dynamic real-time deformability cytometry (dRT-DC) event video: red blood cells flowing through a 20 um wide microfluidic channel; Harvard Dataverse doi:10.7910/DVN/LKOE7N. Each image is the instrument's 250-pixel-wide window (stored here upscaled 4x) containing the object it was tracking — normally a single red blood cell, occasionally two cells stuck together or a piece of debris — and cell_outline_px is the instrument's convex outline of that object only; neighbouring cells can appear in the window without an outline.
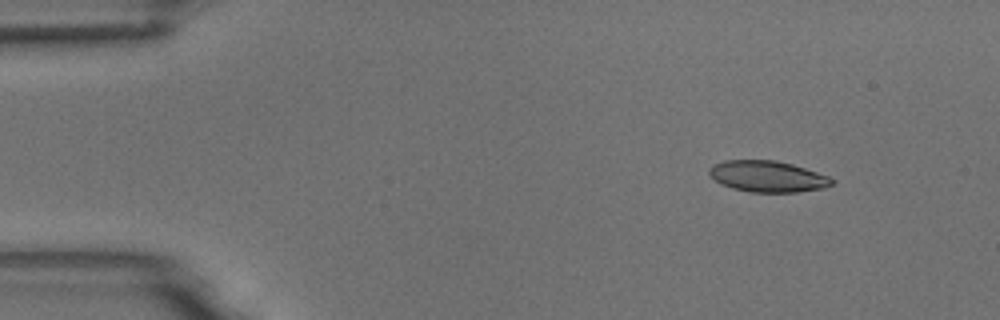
{"species": "common noctule bat (a hibernating species)", "species_latin": "Nyctalus noctula", "temperature_condition": "room temperature", "stored_images_in_passage": 5, "camera_frame_rate_fps": 3000, "um_per_image_px": 0.085, "animal": {"sex": "male", "body_mass_g": 18.8}, "frame": {"image": 1, "passage_image": 3, "time_ms": 0.667, "image_size_px": [1000, 320], "cell_outline_px": [[836, 180], [832, 184], [824, 188], [796, 192], [752, 192], [732, 188], [720, 184], [708, 172], [708, 168], [724, 160], [776, 160], [792, 164], [828, 176]], "centroid_in_image_um": [65.25, 14.99], "position_along_channel_um": 19.7, "area_um2": 22.2}}
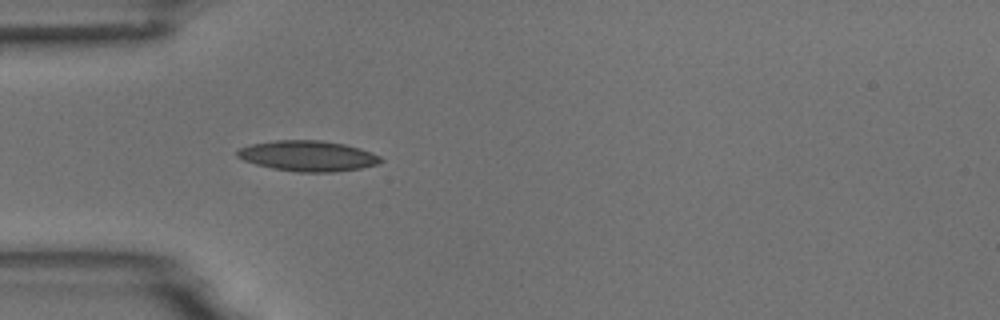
{"frame": {"image": 2, "passage_image": 5, "time_ms": 1.333, "image_size_px": [1000, 320], "cell_outline_px": [[384, 160], [376, 164], [360, 168], [336, 172], [296, 172], [272, 168], [256, 164], [244, 160], [236, 156], [236, 152], [240, 148], [252, 144], [276, 140], [320, 140], [344, 144], [360, 148], [372, 152], [380, 156]], "centroid_in_image_um": [26.18, 13.25], "position_along_channel_um": 58.8, "area_um2": 25.49}}